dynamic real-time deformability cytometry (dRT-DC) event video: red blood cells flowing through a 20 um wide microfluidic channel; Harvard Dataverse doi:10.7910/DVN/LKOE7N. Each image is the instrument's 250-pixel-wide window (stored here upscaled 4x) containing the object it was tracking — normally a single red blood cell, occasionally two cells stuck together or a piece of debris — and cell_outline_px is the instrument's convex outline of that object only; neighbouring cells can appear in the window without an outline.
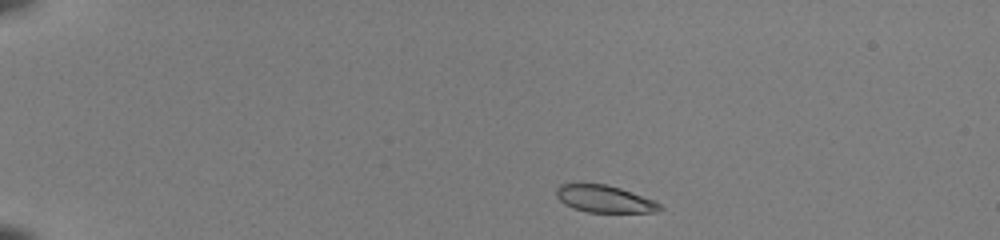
{"species": "common noctule bat (a hibernating species)", "species_latin": "Nyctalus noctula", "temperature_condition": "room temperature", "stored_images_in_passage": 41, "camera_frame_rate_fps": 3000, "um_per_image_px": 0.085, "animal": {"sex": "female", "body_mass_g": 22.0, "forearm_length_mm": 56.7}, "frame": {"image": 1, "passage_image": 1, "time_ms": 0.0, "image_size_px": [1000, 240], "cell_outline_px": [[664, 208], [656, 212], [588, 212], [572, 208], [564, 204], [556, 196], [556, 188], [560, 184], [608, 184], [620, 188], [652, 200], [660, 204]], "centroid_in_image_um": [51.35, 16.91], "position_along_channel_um": 33.6, "area_um2": 16.24}}
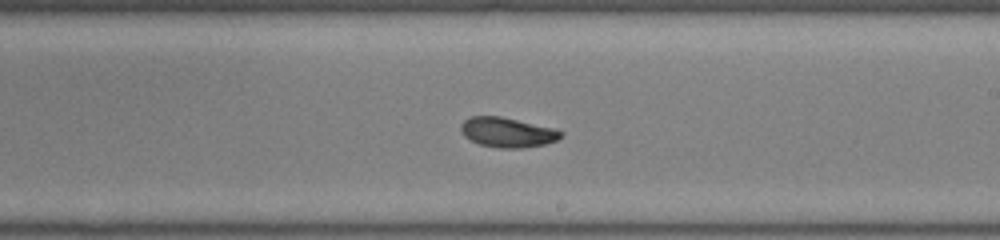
{"frame": {"image": 2, "passage_image": 23, "time_ms": 7.333, "image_size_px": [1000, 240], "cell_outline_px": [[564, 136], [556, 140], [544, 144], [524, 148], [500, 148], [480, 144], [464, 136], [460, 128], [460, 124], [464, 120], [472, 116], [500, 116], [552, 128], [564, 132]], "centroid_in_image_um": [43.13, 11.25], "position_along_channel_um": 245.9, "area_um2": 17.22}}
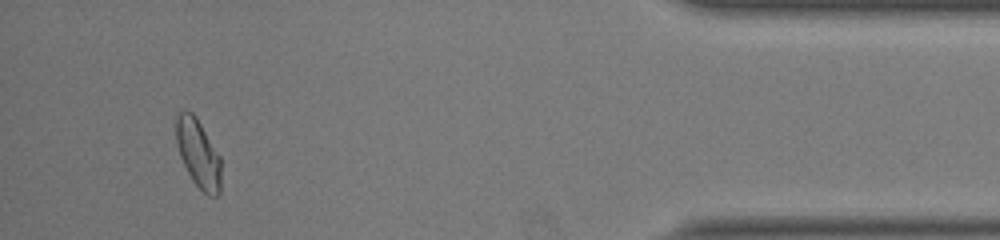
{"frame": {"image": 3, "passage_image": 39, "time_ms": 12.667, "image_size_px": [1000, 240], "cell_outline_px": [[220, 192], [216, 196], [208, 196], [192, 180], [180, 156], [176, 144], [176, 116], [180, 112], [192, 112], [196, 116], [220, 156]], "centroid_in_image_um": [16.85, 13.05], "position_along_channel_um": 418.4, "area_um2": 17.69}, "authors_computed_cell_mechanics": {"area_um2": 17.6868, "velocity_mm_per_s": 4.0764, "shape_relaxation_time_tau1_ms": 2.9383, "shape_relaxation_time_tau2_ms": 1.5152, "deformation_change_tau1": 0.1421, "deformation_change_tau2": 0.0469}}